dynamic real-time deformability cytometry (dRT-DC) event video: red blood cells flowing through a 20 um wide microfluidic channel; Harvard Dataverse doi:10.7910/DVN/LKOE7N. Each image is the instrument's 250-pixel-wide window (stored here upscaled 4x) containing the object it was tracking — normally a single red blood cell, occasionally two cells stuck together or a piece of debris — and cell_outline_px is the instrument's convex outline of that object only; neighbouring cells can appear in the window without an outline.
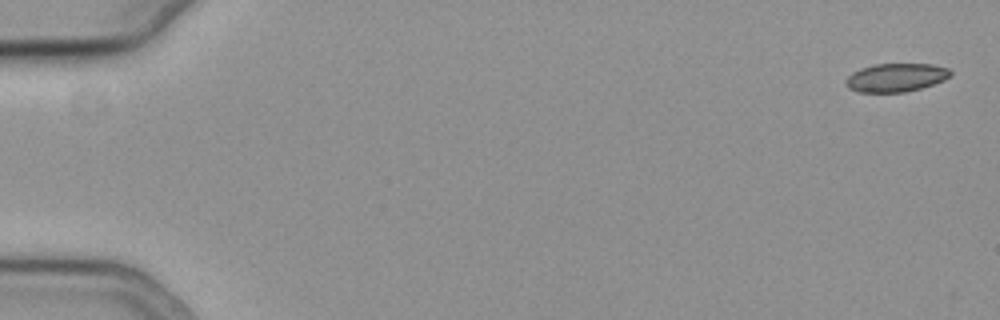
{"species": "common noctule bat (a hibernating species)", "species_latin": "Nyctalus noctula", "temperature_condition": "cold", "stored_images_in_passage": 55, "camera_frame_rate_fps": 3000, "um_per_image_px": 0.085, "animal": {"sex": "female", "body_mass_g": 19.3, "forearm_length_mm": 54.1}, "frame": {"image": 1, "passage_image": 1, "time_ms": 0.0, "image_size_px": [1000, 320], "cell_outline_px": [[952, 76], [944, 80], [920, 88], [904, 92], [860, 92], [848, 88], [844, 84], [844, 80], [852, 72], [860, 68], [876, 64], [932, 64], [948, 68], [952, 72]], "centroid_in_image_um": [76.14, 6.59], "position_along_channel_um": 8.9, "area_um2": 17.4}}
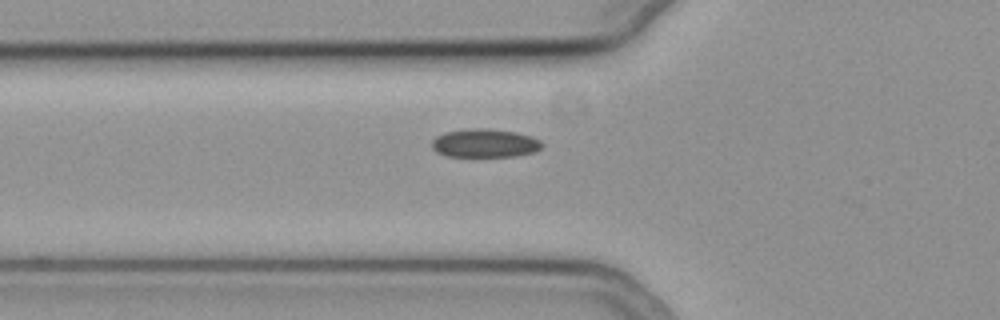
{"frame": {"image": 2, "passage_image": 20, "time_ms": 6.333, "image_size_px": [1000, 320], "cell_outline_px": [[544, 144], [536, 152], [516, 156], [444, 156], [436, 152], [432, 148], [432, 140], [436, 136], [444, 132], [472, 128], [484, 128], [516, 132], [532, 136], [540, 140]], "centroid_in_image_um": [41.21, 12.17], "position_along_channel_um": 84.6, "area_um2": 18.44}}
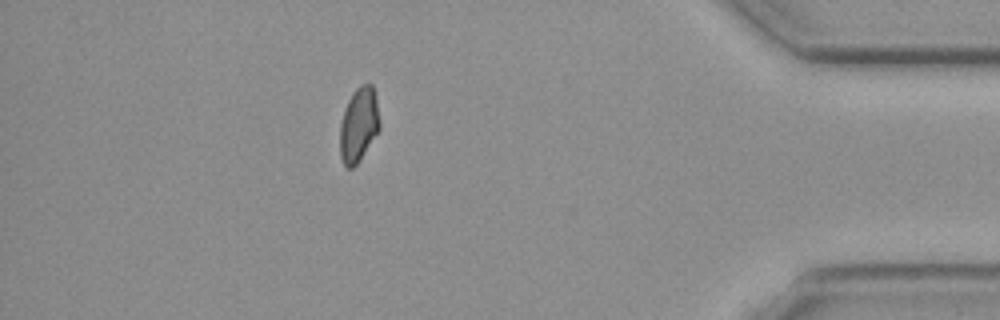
{"frame": {"image": 3, "passage_image": 49, "time_ms": 16.0, "image_size_px": [1000, 320], "cell_outline_px": [[380, 128], [356, 164], [352, 168], [348, 168], [344, 164], [340, 156], [340, 124], [344, 108], [352, 92], [360, 84], [368, 80], [372, 84], [376, 96], [380, 120]], "centroid_in_image_um": [30.49, 10.52], "position_along_channel_um": 404.7, "area_um2": 17.34}}